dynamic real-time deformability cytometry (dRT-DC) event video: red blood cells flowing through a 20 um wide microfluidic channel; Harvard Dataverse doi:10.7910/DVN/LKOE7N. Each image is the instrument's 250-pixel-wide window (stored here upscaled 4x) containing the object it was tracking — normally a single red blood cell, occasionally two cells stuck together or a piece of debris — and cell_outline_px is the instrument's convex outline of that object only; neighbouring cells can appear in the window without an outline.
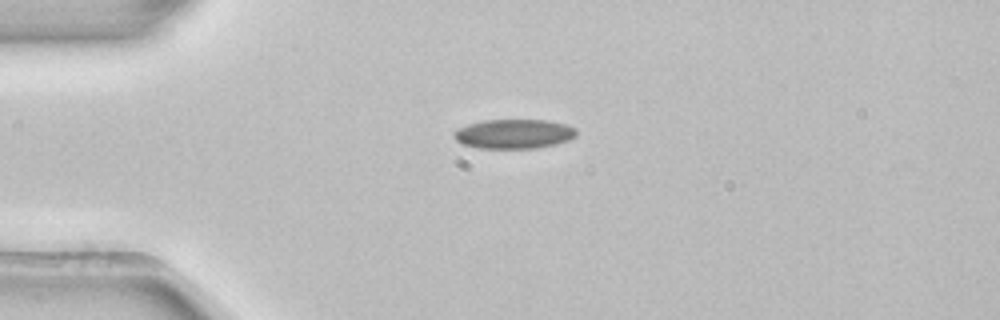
{"species": "common noctule bat (a hibernating species)", "species_latin": "Nyctalus noctula", "temperature_condition": "room temperature", "stored_images_in_passage": 2, "camera_frame_rate_fps": 3000, "um_per_image_px": 0.085, "animal": {"sex": "female", "body_mass_g": 22.7, "forearm_length_mm": 54.2}, "frame": {"image": 1, "passage_image": 1, "time_ms": 0.0, "image_size_px": [1000, 320], "cell_outline_px": [[576, 136], [568, 140], [556, 144], [536, 148], [476, 148], [460, 144], [452, 136], [452, 132], [456, 128], [468, 124], [484, 120], [544, 120], [568, 124], [576, 128]], "centroid_in_image_um": [43.64, 11.38], "position_along_channel_um": 41.4, "area_um2": 21.27}}